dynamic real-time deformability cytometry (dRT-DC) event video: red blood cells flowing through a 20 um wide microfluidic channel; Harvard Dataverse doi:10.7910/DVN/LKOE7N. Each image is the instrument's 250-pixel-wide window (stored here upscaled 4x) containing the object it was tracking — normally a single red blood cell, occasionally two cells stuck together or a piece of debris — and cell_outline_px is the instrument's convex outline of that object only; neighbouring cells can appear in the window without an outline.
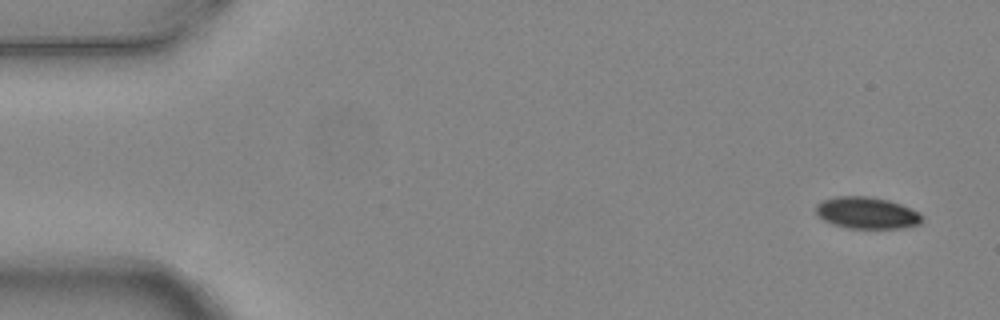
{"species": "common noctule bat (a hibernating species)", "species_latin": "Nyctalus noctula", "temperature_condition": "warm", "stored_images_in_passage": 6, "camera_frame_rate_fps": 3000, "um_per_image_px": 0.085, "animal": {"sex": "female", "body_mass_g": 24.6, "forearm_length_mm": 56.2}, "frame": {"image": 1, "passage_image": 1, "time_ms": 0.0, "image_size_px": [1000, 320], "cell_outline_px": [[924, 220], [920, 224], [900, 228], [848, 228], [832, 224], [824, 220], [816, 212], [816, 204], [824, 200], [836, 196], [868, 196], [888, 200], [900, 204], [920, 212], [924, 216]], "centroid_in_image_um": [73.72, 18.1], "position_along_channel_um": 11.3, "area_um2": 19.65}}
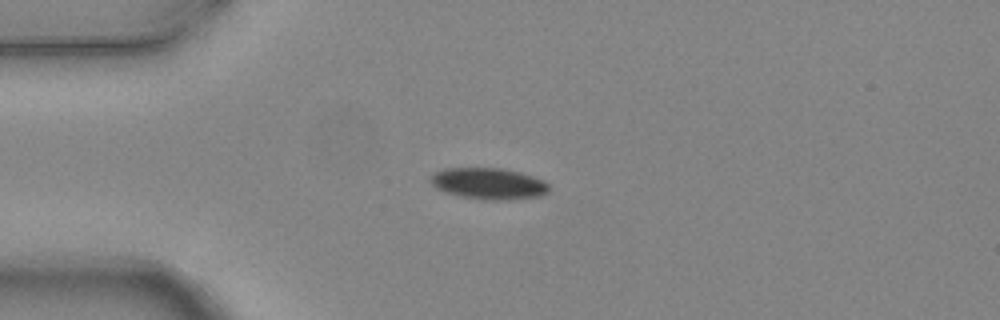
{"frame": {"image": 2, "passage_image": 4, "time_ms": 1.0, "image_size_px": [1000, 320], "cell_outline_px": [[548, 192], [540, 196], [464, 196], [448, 192], [436, 188], [428, 180], [432, 172], [444, 168], [500, 168], [520, 172], [544, 180], [548, 184]], "centroid_in_image_um": [41.45, 15.51], "position_along_channel_um": 43.6, "area_um2": 20.23}}
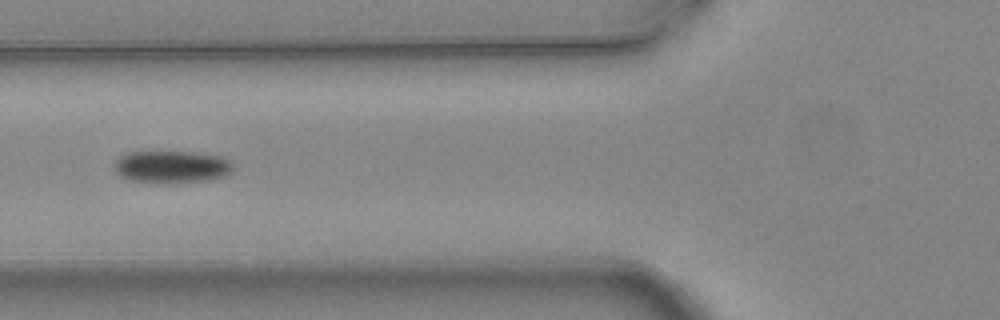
{"frame": {"image": 3, "passage_image": 6, "time_ms": 1.667, "image_size_px": [1000, 320], "cell_outline_px": [[236, 168], [228, 176], [216, 180], [168, 184], [148, 184], [124, 180], [116, 172], [112, 164], [120, 156], [128, 152], [192, 152], [220, 156], [232, 160]], "centroid_in_image_um": [14.62, 14.23], "position_along_channel_um": 111.2, "area_um2": 23.64}}